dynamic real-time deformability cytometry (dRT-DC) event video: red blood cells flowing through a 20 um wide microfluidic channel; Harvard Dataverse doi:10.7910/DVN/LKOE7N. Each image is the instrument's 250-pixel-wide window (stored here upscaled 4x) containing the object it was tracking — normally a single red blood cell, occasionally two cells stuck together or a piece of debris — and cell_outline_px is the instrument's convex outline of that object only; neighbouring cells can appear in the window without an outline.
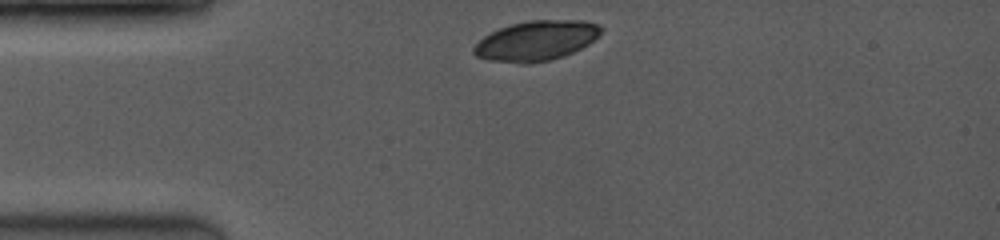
{"species": "common noctule bat (a hibernating species)", "species_latin": "Nyctalus noctula", "temperature_condition": "room temperature", "stored_images_in_passage": 4, "camera_frame_rate_fps": 3500, "um_per_image_px": 0.085, "animal": {"sex": "female", "body_mass_g": 19.0, "forearm_length_mm": 53.3}, "frame": {"image": 1, "passage_image": 1, "time_ms": 0.0, "image_size_px": [1000, 240], "cell_outline_px": [[604, 28], [588, 44], [564, 56], [552, 60], [528, 64], [520, 64], [488, 60], [476, 56], [472, 52], [472, 48], [484, 36], [500, 28], [512, 24], [528, 20], [584, 20], [596, 24]], "centroid_in_image_um": [45.55, 3.47], "position_along_channel_um": 39.4, "area_um2": 29.59}}